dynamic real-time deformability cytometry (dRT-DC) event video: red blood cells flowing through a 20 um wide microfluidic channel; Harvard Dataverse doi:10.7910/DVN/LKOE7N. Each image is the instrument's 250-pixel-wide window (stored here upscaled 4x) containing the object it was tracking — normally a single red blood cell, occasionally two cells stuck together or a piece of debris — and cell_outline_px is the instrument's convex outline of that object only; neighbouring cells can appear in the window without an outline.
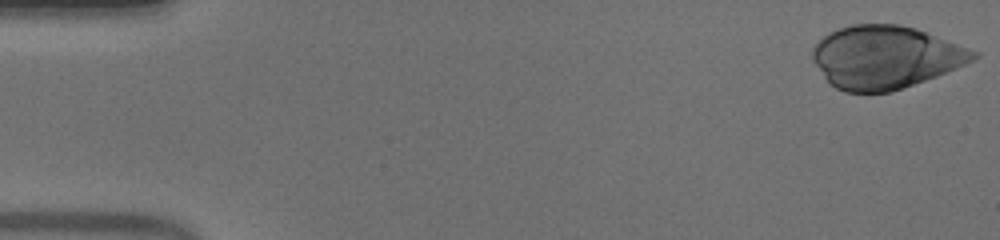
{"species": "human", "species_latin": "Homo sapiens", "temperature_condition": "warm", "stored_images_in_passage": 42, "camera_frame_rate_fps": 3000, "um_per_image_px": 0.085, "donor": {"sex": "male"}, "frame": {"image": 1, "passage_image": 1, "time_ms": 0.0, "image_size_px": [1000, 240], "cell_outline_px": [[980, 56], [956, 68], [936, 76], [892, 92], [844, 92], [836, 88], [824, 76], [812, 60], [812, 48], [828, 32], [852, 24], [900, 24], [916, 28], [980, 52]], "centroid_in_image_um": [75.26, 4.85], "position_along_channel_um": 9.7, "area_um2": 58.67}}
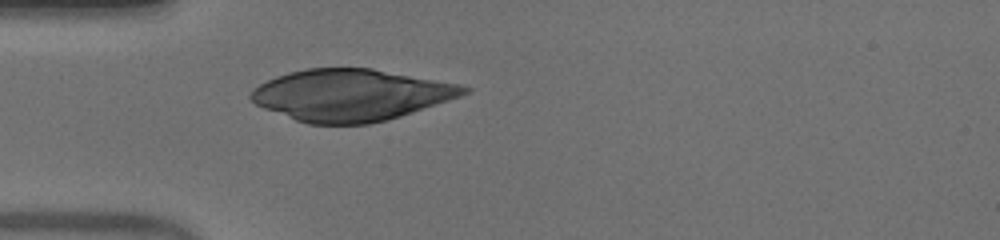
{"frame": {"image": 2, "passage_image": 15, "time_ms": 4.667, "image_size_px": [1000, 240], "cell_outline_px": [[472, 88], [468, 92], [460, 96], [388, 120], [368, 124], [308, 124], [296, 120], [264, 108], [256, 104], [248, 96], [252, 88], [276, 76], [288, 72], [308, 68], [372, 68], [460, 84]], "centroid_in_image_um": [29.8, 8.07], "position_along_channel_um": 55.2, "area_um2": 63.81}}